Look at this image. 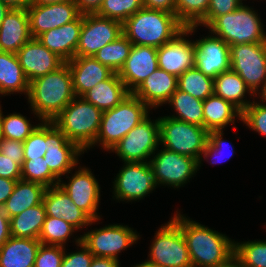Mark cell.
I'll list each match as a JSON object with an SVG mask.
<instances>
[{"mask_svg":"<svg viewBox=\"0 0 266 267\" xmlns=\"http://www.w3.org/2000/svg\"><path fill=\"white\" fill-rule=\"evenodd\" d=\"M132 46L133 44L122 34L115 41L98 50L92 57L109 67L114 73H118L128 58Z\"/></svg>","mask_w":266,"mask_h":267,"instance_id":"35","label":"cell"},{"mask_svg":"<svg viewBox=\"0 0 266 267\" xmlns=\"http://www.w3.org/2000/svg\"><path fill=\"white\" fill-rule=\"evenodd\" d=\"M28 102L40 122H52L76 97L67 63L29 82Z\"/></svg>","mask_w":266,"mask_h":267,"instance_id":"3","label":"cell"},{"mask_svg":"<svg viewBox=\"0 0 266 267\" xmlns=\"http://www.w3.org/2000/svg\"><path fill=\"white\" fill-rule=\"evenodd\" d=\"M11 237L9 217L0 207V247Z\"/></svg>","mask_w":266,"mask_h":267,"instance_id":"52","label":"cell"},{"mask_svg":"<svg viewBox=\"0 0 266 267\" xmlns=\"http://www.w3.org/2000/svg\"><path fill=\"white\" fill-rule=\"evenodd\" d=\"M261 90V91H260ZM257 94L259 95V97L261 98V104H265L266 103V81L264 82V84L261 86V88L259 89V91L256 92L255 96L257 97ZM265 102V103H264Z\"/></svg>","mask_w":266,"mask_h":267,"instance_id":"58","label":"cell"},{"mask_svg":"<svg viewBox=\"0 0 266 267\" xmlns=\"http://www.w3.org/2000/svg\"><path fill=\"white\" fill-rule=\"evenodd\" d=\"M46 187L43 184L25 180H17L13 193L7 198L2 209L9 217L20 214L26 209L40 204Z\"/></svg>","mask_w":266,"mask_h":267,"instance_id":"30","label":"cell"},{"mask_svg":"<svg viewBox=\"0 0 266 267\" xmlns=\"http://www.w3.org/2000/svg\"><path fill=\"white\" fill-rule=\"evenodd\" d=\"M133 267H163V266H160L158 264H155L153 262L146 260L145 262H142L140 264H136L135 266L133 265Z\"/></svg>","mask_w":266,"mask_h":267,"instance_id":"59","label":"cell"},{"mask_svg":"<svg viewBox=\"0 0 266 267\" xmlns=\"http://www.w3.org/2000/svg\"><path fill=\"white\" fill-rule=\"evenodd\" d=\"M104 0H74L80 14H95Z\"/></svg>","mask_w":266,"mask_h":267,"instance_id":"50","label":"cell"},{"mask_svg":"<svg viewBox=\"0 0 266 267\" xmlns=\"http://www.w3.org/2000/svg\"><path fill=\"white\" fill-rule=\"evenodd\" d=\"M70 199L84 211L92 220H100L98 216V207L100 204V185L86 167H79L78 171L72 174L68 184L62 180L58 184Z\"/></svg>","mask_w":266,"mask_h":267,"instance_id":"17","label":"cell"},{"mask_svg":"<svg viewBox=\"0 0 266 267\" xmlns=\"http://www.w3.org/2000/svg\"><path fill=\"white\" fill-rule=\"evenodd\" d=\"M149 160L156 186L184 187L199 170L198 161L192 157L162 148Z\"/></svg>","mask_w":266,"mask_h":267,"instance_id":"12","label":"cell"},{"mask_svg":"<svg viewBox=\"0 0 266 267\" xmlns=\"http://www.w3.org/2000/svg\"><path fill=\"white\" fill-rule=\"evenodd\" d=\"M230 63L255 95L266 81V42L231 45Z\"/></svg>","mask_w":266,"mask_h":267,"instance_id":"11","label":"cell"},{"mask_svg":"<svg viewBox=\"0 0 266 267\" xmlns=\"http://www.w3.org/2000/svg\"><path fill=\"white\" fill-rule=\"evenodd\" d=\"M155 234L148 261L163 267H193L184 235L172 218Z\"/></svg>","mask_w":266,"mask_h":267,"instance_id":"10","label":"cell"},{"mask_svg":"<svg viewBox=\"0 0 266 267\" xmlns=\"http://www.w3.org/2000/svg\"><path fill=\"white\" fill-rule=\"evenodd\" d=\"M27 13L32 38H38L48 30L70 23L80 15L74 0L45 5L31 4Z\"/></svg>","mask_w":266,"mask_h":267,"instance_id":"19","label":"cell"},{"mask_svg":"<svg viewBox=\"0 0 266 267\" xmlns=\"http://www.w3.org/2000/svg\"><path fill=\"white\" fill-rule=\"evenodd\" d=\"M31 38L27 9L11 8L0 26V52L16 54Z\"/></svg>","mask_w":266,"mask_h":267,"instance_id":"26","label":"cell"},{"mask_svg":"<svg viewBox=\"0 0 266 267\" xmlns=\"http://www.w3.org/2000/svg\"><path fill=\"white\" fill-rule=\"evenodd\" d=\"M46 218L43 201L9 218L12 237L38 239Z\"/></svg>","mask_w":266,"mask_h":267,"instance_id":"33","label":"cell"},{"mask_svg":"<svg viewBox=\"0 0 266 267\" xmlns=\"http://www.w3.org/2000/svg\"><path fill=\"white\" fill-rule=\"evenodd\" d=\"M234 255L242 267H266V240L234 241Z\"/></svg>","mask_w":266,"mask_h":267,"instance_id":"38","label":"cell"},{"mask_svg":"<svg viewBox=\"0 0 266 267\" xmlns=\"http://www.w3.org/2000/svg\"><path fill=\"white\" fill-rule=\"evenodd\" d=\"M10 7L3 2L0 1V26L3 22V19L7 15V13L10 11Z\"/></svg>","mask_w":266,"mask_h":267,"instance_id":"57","label":"cell"},{"mask_svg":"<svg viewBox=\"0 0 266 267\" xmlns=\"http://www.w3.org/2000/svg\"><path fill=\"white\" fill-rule=\"evenodd\" d=\"M75 244L80 247V250L71 253H65L61 267H90L94 255L92 252L83 244L81 236L75 239Z\"/></svg>","mask_w":266,"mask_h":267,"instance_id":"46","label":"cell"},{"mask_svg":"<svg viewBox=\"0 0 266 267\" xmlns=\"http://www.w3.org/2000/svg\"><path fill=\"white\" fill-rule=\"evenodd\" d=\"M174 13L141 8L123 24V34L133 45L159 48L184 29Z\"/></svg>","mask_w":266,"mask_h":267,"instance_id":"4","label":"cell"},{"mask_svg":"<svg viewBox=\"0 0 266 267\" xmlns=\"http://www.w3.org/2000/svg\"><path fill=\"white\" fill-rule=\"evenodd\" d=\"M129 226L109 224L81 235V241L96 257L118 260L121 251L137 243L139 234Z\"/></svg>","mask_w":266,"mask_h":267,"instance_id":"13","label":"cell"},{"mask_svg":"<svg viewBox=\"0 0 266 267\" xmlns=\"http://www.w3.org/2000/svg\"><path fill=\"white\" fill-rule=\"evenodd\" d=\"M213 267H242L239 259L233 255L225 263Z\"/></svg>","mask_w":266,"mask_h":267,"instance_id":"55","label":"cell"},{"mask_svg":"<svg viewBox=\"0 0 266 267\" xmlns=\"http://www.w3.org/2000/svg\"><path fill=\"white\" fill-rule=\"evenodd\" d=\"M3 138L2 136V110L0 105V140Z\"/></svg>","mask_w":266,"mask_h":267,"instance_id":"60","label":"cell"},{"mask_svg":"<svg viewBox=\"0 0 266 267\" xmlns=\"http://www.w3.org/2000/svg\"><path fill=\"white\" fill-rule=\"evenodd\" d=\"M167 103L176 112L169 117L203 127L202 100L177 89Z\"/></svg>","mask_w":266,"mask_h":267,"instance_id":"34","label":"cell"},{"mask_svg":"<svg viewBox=\"0 0 266 267\" xmlns=\"http://www.w3.org/2000/svg\"><path fill=\"white\" fill-rule=\"evenodd\" d=\"M196 27V25L185 26L171 41L157 48L159 68L179 77L186 70L194 67L195 45L184 37L195 33Z\"/></svg>","mask_w":266,"mask_h":267,"instance_id":"16","label":"cell"},{"mask_svg":"<svg viewBox=\"0 0 266 267\" xmlns=\"http://www.w3.org/2000/svg\"><path fill=\"white\" fill-rule=\"evenodd\" d=\"M141 8H143L142 0H104L96 14L123 24Z\"/></svg>","mask_w":266,"mask_h":267,"instance_id":"39","label":"cell"},{"mask_svg":"<svg viewBox=\"0 0 266 267\" xmlns=\"http://www.w3.org/2000/svg\"><path fill=\"white\" fill-rule=\"evenodd\" d=\"M102 111L82 97H75L52 121L69 141L82 151L93 147L99 133Z\"/></svg>","mask_w":266,"mask_h":267,"instance_id":"5","label":"cell"},{"mask_svg":"<svg viewBox=\"0 0 266 267\" xmlns=\"http://www.w3.org/2000/svg\"><path fill=\"white\" fill-rule=\"evenodd\" d=\"M64 251L63 246L41 244L34 262V267H61Z\"/></svg>","mask_w":266,"mask_h":267,"instance_id":"44","label":"cell"},{"mask_svg":"<svg viewBox=\"0 0 266 267\" xmlns=\"http://www.w3.org/2000/svg\"><path fill=\"white\" fill-rule=\"evenodd\" d=\"M159 128L162 147L199 162L209 137V132L204 127L167 115L159 118Z\"/></svg>","mask_w":266,"mask_h":267,"instance_id":"8","label":"cell"},{"mask_svg":"<svg viewBox=\"0 0 266 267\" xmlns=\"http://www.w3.org/2000/svg\"><path fill=\"white\" fill-rule=\"evenodd\" d=\"M130 94L118 74L114 73L109 79L101 81L81 97L104 112L114 108Z\"/></svg>","mask_w":266,"mask_h":267,"instance_id":"28","label":"cell"},{"mask_svg":"<svg viewBox=\"0 0 266 267\" xmlns=\"http://www.w3.org/2000/svg\"><path fill=\"white\" fill-rule=\"evenodd\" d=\"M90 267H120L119 260L94 256Z\"/></svg>","mask_w":266,"mask_h":267,"instance_id":"53","label":"cell"},{"mask_svg":"<svg viewBox=\"0 0 266 267\" xmlns=\"http://www.w3.org/2000/svg\"><path fill=\"white\" fill-rule=\"evenodd\" d=\"M17 180L0 177V207L2 208L7 198L13 193Z\"/></svg>","mask_w":266,"mask_h":267,"instance_id":"51","label":"cell"},{"mask_svg":"<svg viewBox=\"0 0 266 267\" xmlns=\"http://www.w3.org/2000/svg\"><path fill=\"white\" fill-rule=\"evenodd\" d=\"M178 77L158 68L147 77L132 94L138 97L149 108L167 104L177 90Z\"/></svg>","mask_w":266,"mask_h":267,"instance_id":"25","label":"cell"},{"mask_svg":"<svg viewBox=\"0 0 266 267\" xmlns=\"http://www.w3.org/2000/svg\"><path fill=\"white\" fill-rule=\"evenodd\" d=\"M243 0H210L207 14L196 24L208 26L216 17L235 11Z\"/></svg>","mask_w":266,"mask_h":267,"instance_id":"45","label":"cell"},{"mask_svg":"<svg viewBox=\"0 0 266 267\" xmlns=\"http://www.w3.org/2000/svg\"><path fill=\"white\" fill-rule=\"evenodd\" d=\"M242 113L227 100L215 94L203 101V127L208 131H220L241 120Z\"/></svg>","mask_w":266,"mask_h":267,"instance_id":"29","label":"cell"},{"mask_svg":"<svg viewBox=\"0 0 266 267\" xmlns=\"http://www.w3.org/2000/svg\"><path fill=\"white\" fill-rule=\"evenodd\" d=\"M123 34L122 23L95 14H84L76 56H93Z\"/></svg>","mask_w":266,"mask_h":267,"instance_id":"15","label":"cell"},{"mask_svg":"<svg viewBox=\"0 0 266 267\" xmlns=\"http://www.w3.org/2000/svg\"><path fill=\"white\" fill-rule=\"evenodd\" d=\"M77 230L62 218L46 216L38 240L41 244L65 247L68 238Z\"/></svg>","mask_w":266,"mask_h":267,"instance_id":"37","label":"cell"},{"mask_svg":"<svg viewBox=\"0 0 266 267\" xmlns=\"http://www.w3.org/2000/svg\"><path fill=\"white\" fill-rule=\"evenodd\" d=\"M16 54L28 82L54 72L66 63L37 38H31Z\"/></svg>","mask_w":266,"mask_h":267,"instance_id":"20","label":"cell"},{"mask_svg":"<svg viewBox=\"0 0 266 267\" xmlns=\"http://www.w3.org/2000/svg\"><path fill=\"white\" fill-rule=\"evenodd\" d=\"M194 66L204 75L215 79L219 74L231 69L230 45L215 35L193 41Z\"/></svg>","mask_w":266,"mask_h":267,"instance_id":"18","label":"cell"},{"mask_svg":"<svg viewBox=\"0 0 266 267\" xmlns=\"http://www.w3.org/2000/svg\"><path fill=\"white\" fill-rule=\"evenodd\" d=\"M159 145V117L152 121L147 116L115 144L110 151L117 153V156L123 162H149L150 156L156 153V150H159Z\"/></svg>","mask_w":266,"mask_h":267,"instance_id":"9","label":"cell"},{"mask_svg":"<svg viewBox=\"0 0 266 267\" xmlns=\"http://www.w3.org/2000/svg\"><path fill=\"white\" fill-rule=\"evenodd\" d=\"M38 239L10 237L0 247V267H34Z\"/></svg>","mask_w":266,"mask_h":267,"instance_id":"27","label":"cell"},{"mask_svg":"<svg viewBox=\"0 0 266 267\" xmlns=\"http://www.w3.org/2000/svg\"><path fill=\"white\" fill-rule=\"evenodd\" d=\"M172 219L184 235L193 267L220 265L234 255V241L225 234L213 231L179 212Z\"/></svg>","mask_w":266,"mask_h":267,"instance_id":"2","label":"cell"},{"mask_svg":"<svg viewBox=\"0 0 266 267\" xmlns=\"http://www.w3.org/2000/svg\"><path fill=\"white\" fill-rule=\"evenodd\" d=\"M210 0H177L176 18L184 25H196L208 11Z\"/></svg>","mask_w":266,"mask_h":267,"instance_id":"41","label":"cell"},{"mask_svg":"<svg viewBox=\"0 0 266 267\" xmlns=\"http://www.w3.org/2000/svg\"><path fill=\"white\" fill-rule=\"evenodd\" d=\"M206 28L225 43L239 45L266 42V32L257 12L248 5L216 17Z\"/></svg>","mask_w":266,"mask_h":267,"instance_id":"7","label":"cell"},{"mask_svg":"<svg viewBox=\"0 0 266 267\" xmlns=\"http://www.w3.org/2000/svg\"><path fill=\"white\" fill-rule=\"evenodd\" d=\"M0 177L12 180L21 179V166L0 152Z\"/></svg>","mask_w":266,"mask_h":267,"instance_id":"48","label":"cell"},{"mask_svg":"<svg viewBox=\"0 0 266 267\" xmlns=\"http://www.w3.org/2000/svg\"><path fill=\"white\" fill-rule=\"evenodd\" d=\"M43 203L46 209V216L62 218L73 225L77 231L98 221L92 220L84 211L78 208L66 191L59 185L46 188L43 195Z\"/></svg>","mask_w":266,"mask_h":267,"instance_id":"22","label":"cell"},{"mask_svg":"<svg viewBox=\"0 0 266 267\" xmlns=\"http://www.w3.org/2000/svg\"><path fill=\"white\" fill-rule=\"evenodd\" d=\"M113 184V198L120 201L141 200L156 189L149 162H124Z\"/></svg>","mask_w":266,"mask_h":267,"instance_id":"14","label":"cell"},{"mask_svg":"<svg viewBox=\"0 0 266 267\" xmlns=\"http://www.w3.org/2000/svg\"><path fill=\"white\" fill-rule=\"evenodd\" d=\"M24 161L21 179L43 184L46 188L59 184L61 177L77 167L84 153L52 122H41L23 142Z\"/></svg>","mask_w":266,"mask_h":267,"instance_id":"1","label":"cell"},{"mask_svg":"<svg viewBox=\"0 0 266 267\" xmlns=\"http://www.w3.org/2000/svg\"><path fill=\"white\" fill-rule=\"evenodd\" d=\"M82 24L83 14H80L72 22L48 30L37 39L51 52L68 62L76 56Z\"/></svg>","mask_w":266,"mask_h":267,"instance_id":"24","label":"cell"},{"mask_svg":"<svg viewBox=\"0 0 266 267\" xmlns=\"http://www.w3.org/2000/svg\"><path fill=\"white\" fill-rule=\"evenodd\" d=\"M177 0H142L143 7L152 10H161L175 14Z\"/></svg>","mask_w":266,"mask_h":267,"instance_id":"49","label":"cell"},{"mask_svg":"<svg viewBox=\"0 0 266 267\" xmlns=\"http://www.w3.org/2000/svg\"><path fill=\"white\" fill-rule=\"evenodd\" d=\"M158 68L156 47L133 45L128 58L117 74L132 93Z\"/></svg>","mask_w":266,"mask_h":267,"instance_id":"21","label":"cell"},{"mask_svg":"<svg viewBox=\"0 0 266 267\" xmlns=\"http://www.w3.org/2000/svg\"><path fill=\"white\" fill-rule=\"evenodd\" d=\"M177 89L204 101L214 94V79L204 75L194 66L178 77Z\"/></svg>","mask_w":266,"mask_h":267,"instance_id":"36","label":"cell"},{"mask_svg":"<svg viewBox=\"0 0 266 267\" xmlns=\"http://www.w3.org/2000/svg\"><path fill=\"white\" fill-rule=\"evenodd\" d=\"M253 101L243 112L241 121L253 131L266 137V104Z\"/></svg>","mask_w":266,"mask_h":267,"instance_id":"42","label":"cell"},{"mask_svg":"<svg viewBox=\"0 0 266 267\" xmlns=\"http://www.w3.org/2000/svg\"><path fill=\"white\" fill-rule=\"evenodd\" d=\"M39 125H32L27 117L19 113L4 116L2 112L3 138L24 142Z\"/></svg>","mask_w":266,"mask_h":267,"instance_id":"40","label":"cell"},{"mask_svg":"<svg viewBox=\"0 0 266 267\" xmlns=\"http://www.w3.org/2000/svg\"><path fill=\"white\" fill-rule=\"evenodd\" d=\"M10 8L27 9L31 5V0H0Z\"/></svg>","mask_w":266,"mask_h":267,"instance_id":"54","label":"cell"},{"mask_svg":"<svg viewBox=\"0 0 266 267\" xmlns=\"http://www.w3.org/2000/svg\"><path fill=\"white\" fill-rule=\"evenodd\" d=\"M68 1H73V0H31V4L45 5V4L68 2Z\"/></svg>","mask_w":266,"mask_h":267,"instance_id":"56","label":"cell"},{"mask_svg":"<svg viewBox=\"0 0 266 267\" xmlns=\"http://www.w3.org/2000/svg\"><path fill=\"white\" fill-rule=\"evenodd\" d=\"M150 109L132 93L114 108L102 113L96 141L103 150L110 151L132 128L149 116Z\"/></svg>","mask_w":266,"mask_h":267,"instance_id":"6","label":"cell"},{"mask_svg":"<svg viewBox=\"0 0 266 267\" xmlns=\"http://www.w3.org/2000/svg\"><path fill=\"white\" fill-rule=\"evenodd\" d=\"M28 91L29 82L17 54L0 52V94L5 96L18 92L27 97Z\"/></svg>","mask_w":266,"mask_h":267,"instance_id":"31","label":"cell"},{"mask_svg":"<svg viewBox=\"0 0 266 267\" xmlns=\"http://www.w3.org/2000/svg\"><path fill=\"white\" fill-rule=\"evenodd\" d=\"M223 131L222 130H220V131H210L209 132V137H208V142H207V144H206V146H205V149L203 150V152H202V154L204 155V157H203V155L200 157V160H199V162H198V168H200L201 167V162L203 161V159L202 158H204V159H208L209 157L211 158H216V157H221V154H223L224 152H223V150H221V149H223L224 148V146L225 145H227V141L226 140H223ZM232 146V147H231ZM230 147V149L231 150H229V152H231L230 154H228L229 156H227L228 158L227 159H223L224 160V162L226 161V160H228V159H230V157H232L233 156V154H234V148H233V145H231ZM222 151V152H221ZM213 160V159H212ZM211 160V162H210V164H217V163H220V162H222L221 160H220V158L218 159H214L213 161Z\"/></svg>","mask_w":266,"mask_h":267,"instance_id":"43","label":"cell"},{"mask_svg":"<svg viewBox=\"0 0 266 267\" xmlns=\"http://www.w3.org/2000/svg\"><path fill=\"white\" fill-rule=\"evenodd\" d=\"M0 152L22 166L24 161L23 142L2 138L0 140Z\"/></svg>","mask_w":266,"mask_h":267,"instance_id":"47","label":"cell"},{"mask_svg":"<svg viewBox=\"0 0 266 267\" xmlns=\"http://www.w3.org/2000/svg\"><path fill=\"white\" fill-rule=\"evenodd\" d=\"M247 92L255 97L245 81L232 69L224 71L214 79V94L230 102L241 113L252 103L244 100Z\"/></svg>","mask_w":266,"mask_h":267,"instance_id":"32","label":"cell"},{"mask_svg":"<svg viewBox=\"0 0 266 267\" xmlns=\"http://www.w3.org/2000/svg\"><path fill=\"white\" fill-rule=\"evenodd\" d=\"M70 68L76 97H81L101 81L109 79L114 72L92 56H75L66 62Z\"/></svg>","mask_w":266,"mask_h":267,"instance_id":"23","label":"cell"}]
</instances>
